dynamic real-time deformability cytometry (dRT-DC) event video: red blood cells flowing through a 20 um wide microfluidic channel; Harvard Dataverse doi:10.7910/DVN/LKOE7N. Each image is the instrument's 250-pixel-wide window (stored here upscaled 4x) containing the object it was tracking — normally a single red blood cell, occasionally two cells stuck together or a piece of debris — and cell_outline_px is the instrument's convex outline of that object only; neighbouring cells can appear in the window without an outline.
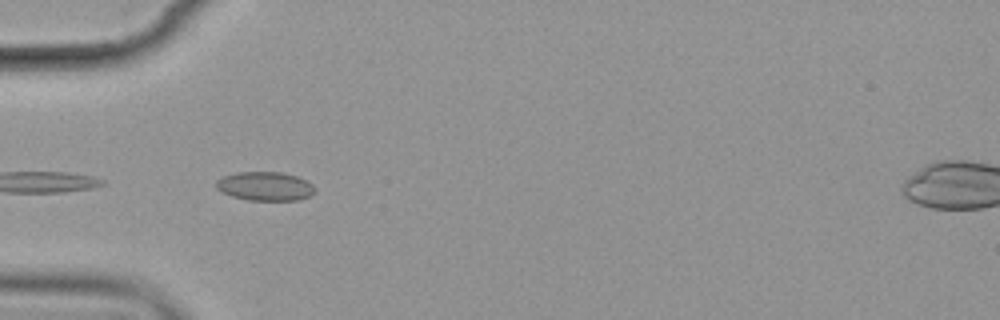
{"species": "common noctule bat (a hibernating species)", "species_latin": "Nyctalus noctula", "temperature_condition": "cold", "stored_images_in_passage": 2, "camera_frame_rate_fps": 3000, "um_per_image_px": 0.085, "animal": {"sex": "female", "body_mass_g": 19.9}, "frame": {"image": 1, "passage_image": 2, "time_ms": 1.0, "image_size_px": [1000, 320], "cell_outline_px": [[316, 192], [300, 200], [248, 200], [232, 196], [220, 192], [216, 188], [216, 180], [224, 176], [236, 172], [280, 172], [296, 176], [312, 184], [316, 188]], "centroid_in_image_um": [22.52, 15.83], "position_along_channel_um": 62.5, "area_um2": 16.65}}